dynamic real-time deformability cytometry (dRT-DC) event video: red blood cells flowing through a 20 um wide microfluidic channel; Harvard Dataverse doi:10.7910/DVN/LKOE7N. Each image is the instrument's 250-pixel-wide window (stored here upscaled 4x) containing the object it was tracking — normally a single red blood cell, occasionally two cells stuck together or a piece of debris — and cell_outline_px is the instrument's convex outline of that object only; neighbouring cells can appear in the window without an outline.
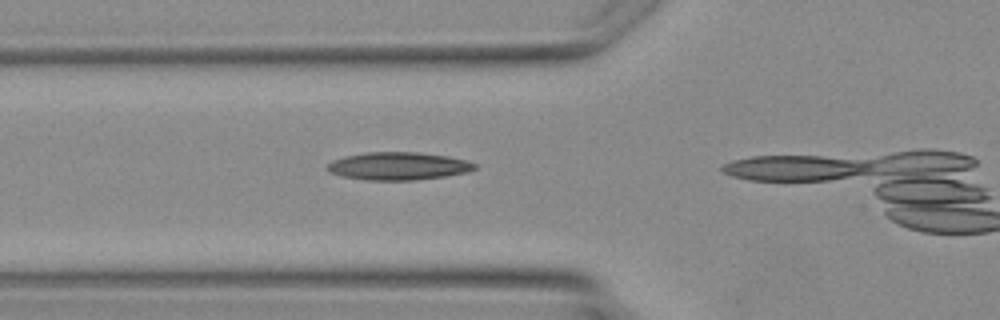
{"species": "Egyptian fruit bat (a non-hibernating species)", "species_latin": "Rousettus aegyptiacus", "temperature_condition": "warm", "stored_images_in_passage": 5, "camera_frame_rate_fps": 3000, "um_per_image_px": 0.085, "animal": {"sex": "female"}, "frame": {"image": 1, "passage_image": 4, "time_ms": 3.667, "image_size_px": [1000, 320], "cell_outline_px": [[476, 168], [464, 172], [444, 176], [416, 180], [364, 180], [340, 176], [328, 172], [324, 168], [332, 160], [344, 156], [368, 152], [416, 152], [448, 156], [464, 160], [476, 164]], "centroid_in_image_um": [33.76, 14.12], "position_along_channel_um": 92.0, "area_um2": 23.87}}